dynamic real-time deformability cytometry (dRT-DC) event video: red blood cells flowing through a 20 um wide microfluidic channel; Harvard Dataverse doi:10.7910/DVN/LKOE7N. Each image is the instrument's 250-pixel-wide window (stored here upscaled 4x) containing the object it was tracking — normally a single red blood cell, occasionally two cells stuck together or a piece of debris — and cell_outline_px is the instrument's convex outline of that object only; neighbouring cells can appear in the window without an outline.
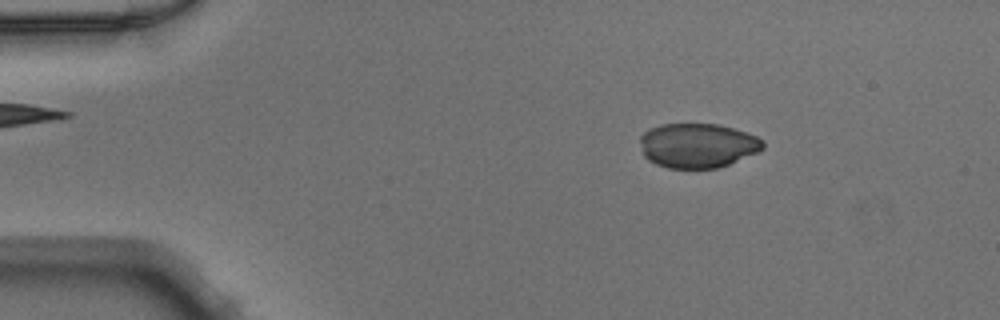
{"species": "Egyptian fruit bat (a non-hibernating species)", "species_latin": "Rousettus aegyptiacus", "temperature_condition": "warm", "stored_images_in_passage": 46, "camera_frame_rate_fps": 3000, "um_per_image_px": 0.085, "animal": {"sex": "male"}, "frame": {"image": 1, "passage_image": 4, "time_ms": 1.0, "image_size_px": [1000, 320], "cell_outline_px": [[764, 148], [756, 152], [728, 164], [716, 168], [668, 168], [656, 164], [648, 160], [644, 156], [640, 140], [640, 136], [648, 128], [660, 124], [716, 124], [732, 128], [756, 136], [764, 140]], "centroid_in_image_um": [59.26, 12.36], "position_along_channel_um": 25.7, "area_um2": 31.73}}
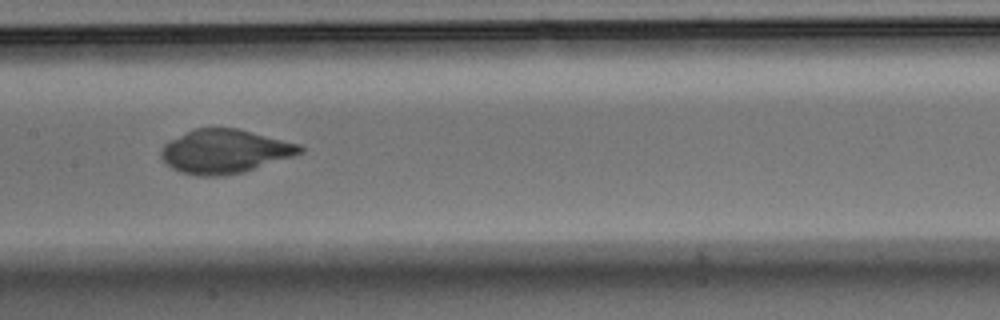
{"frame": {"image": 2, "passage_image": 21, "time_ms": 6.667, "image_size_px": [1000, 320], "cell_outline_px": [[304, 152], [244, 172], [224, 176], [196, 176], [180, 172], [172, 168], [160, 156], [160, 148], [164, 144], [196, 128], [236, 128], [300, 144], [304, 148]], "centroid_in_image_um": [19.1, 12.88], "position_along_channel_um": 188.3, "area_um2": 35.2}}
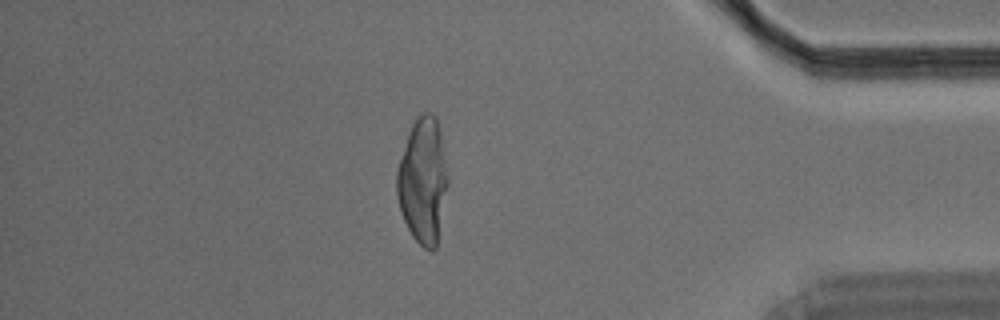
{"frame": {"image": 3, "passage_image": 39, "time_ms": 12.667, "image_size_px": [1000, 320], "cell_outline_px": [[448, 184], [436, 248], [432, 252], [424, 248], [412, 236], [404, 220], [396, 196], [396, 172], [408, 132], [416, 116], [424, 112], [432, 112], [436, 116], [440, 132], [448, 180]], "centroid_in_image_um": [35.94, 15.35], "position_along_channel_um": 399.3, "area_um2": 37.28}}